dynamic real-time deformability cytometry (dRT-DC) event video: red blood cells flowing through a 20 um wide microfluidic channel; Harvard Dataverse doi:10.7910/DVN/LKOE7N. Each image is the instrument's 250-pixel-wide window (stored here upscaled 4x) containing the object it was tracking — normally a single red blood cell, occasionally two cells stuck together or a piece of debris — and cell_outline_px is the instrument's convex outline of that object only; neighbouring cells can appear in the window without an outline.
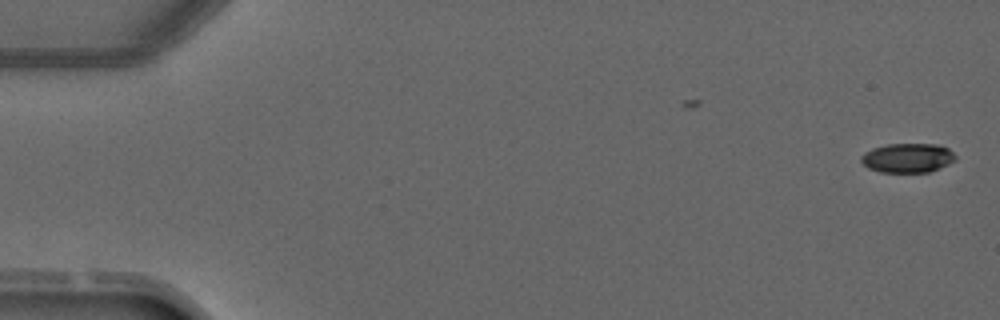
{"species": "common noctule bat (a hibernating species)", "species_latin": "Nyctalus noctula", "temperature_condition": "warm", "stored_images_in_passage": 4, "camera_frame_rate_fps": 3000, "um_per_image_px": 0.085, "animal": {"sex": "male", "forearm_length_mm": 52.5}, "frame": {"image": 1, "passage_image": 1, "time_ms": 0.0, "image_size_px": [1000, 320], "cell_outline_px": [[956, 160], [948, 164], [928, 172], [880, 172], [868, 168], [860, 160], [860, 156], [864, 152], [872, 148], [888, 144], [936, 144], [948, 148], [956, 156]], "centroid_in_image_um": [77.13, 13.42], "position_along_channel_um": 7.9, "area_um2": 16.13}}
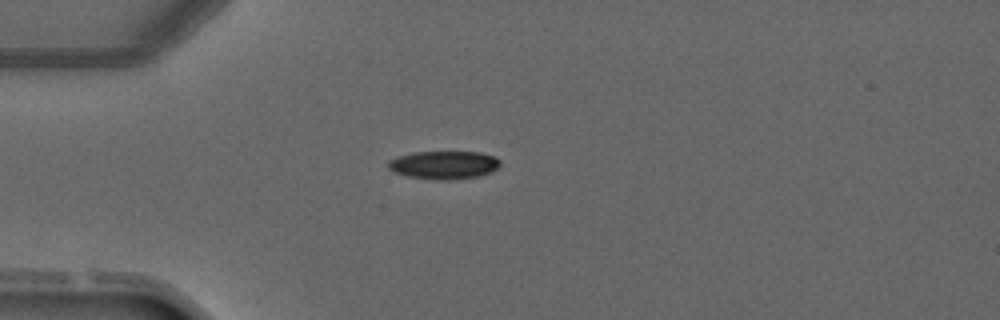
{"frame": {"image": 2, "passage_image": 4, "time_ms": 3.667, "image_size_px": [1000, 320], "cell_outline_px": [[500, 164], [492, 172], [480, 176], [448, 180], [436, 180], [408, 176], [396, 172], [388, 168], [388, 160], [396, 156], [412, 152], [480, 152], [496, 156], [500, 160]], "centroid_in_image_um": [37.74, 14.01], "position_along_channel_um": 47.3, "area_um2": 18.5}}